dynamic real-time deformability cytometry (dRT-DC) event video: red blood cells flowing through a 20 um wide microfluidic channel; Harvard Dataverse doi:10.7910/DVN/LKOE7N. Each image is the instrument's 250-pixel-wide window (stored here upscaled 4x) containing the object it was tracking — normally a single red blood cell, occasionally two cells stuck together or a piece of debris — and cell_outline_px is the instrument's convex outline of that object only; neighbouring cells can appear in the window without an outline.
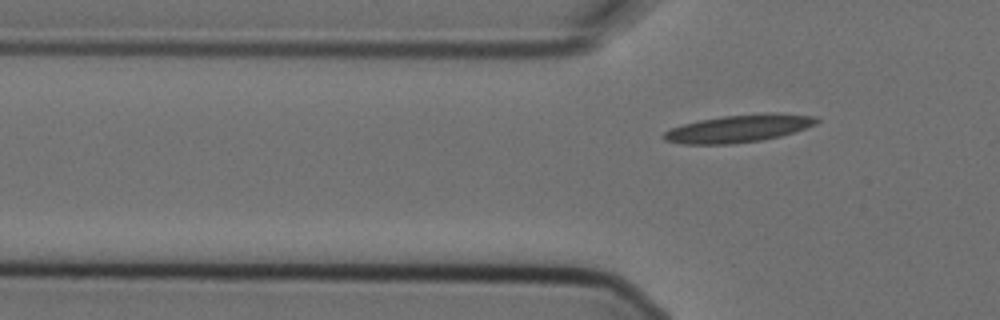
{"species": "Egyptian fruit bat (a non-hibernating species)", "species_latin": "Rousettus aegyptiacus", "temperature_condition": "cold", "stored_images_in_passage": 5, "camera_frame_rate_fps": 3000, "um_per_image_px": 0.085, "animal": {"sex": "female"}, "frame": {"image": 1, "passage_image": 5, "time_ms": 1.333, "image_size_px": [1000, 320], "cell_outline_px": [[820, 120], [816, 124], [780, 136], [760, 140], [732, 144], [680, 144], [664, 140], [660, 136], [668, 128], [700, 120], [724, 116], [768, 112], [772, 112], [816, 116]], "centroid_in_image_um": [62.75, 10.92], "position_along_channel_um": 63.1, "area_um2": 24.62}}